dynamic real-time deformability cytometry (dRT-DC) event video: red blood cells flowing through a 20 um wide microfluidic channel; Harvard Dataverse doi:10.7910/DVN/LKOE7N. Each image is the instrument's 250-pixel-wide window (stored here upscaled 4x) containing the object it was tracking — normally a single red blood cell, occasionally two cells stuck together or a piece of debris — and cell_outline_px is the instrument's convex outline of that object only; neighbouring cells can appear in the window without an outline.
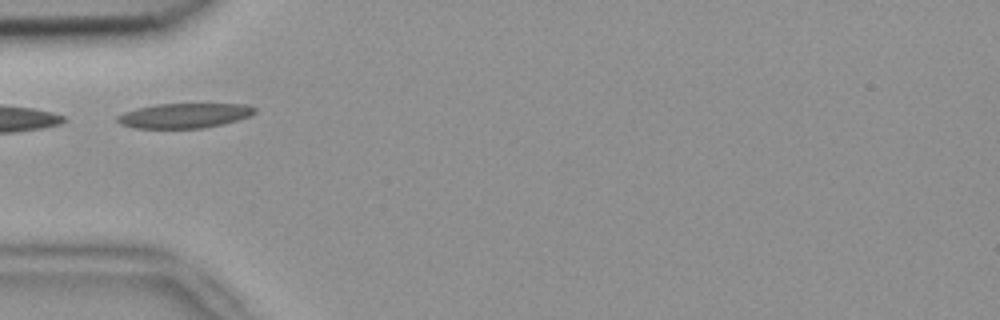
{"species": "common noctule bat (a hibernating species)", "species_latin": "Nyctalus noctula", "temperature_condition": "room temperature", "stored_images_in_passage": 5, "camera_frame_rate_fps": 3000, "um_per_image_px": 0.085, "animal": {"sex": "female", "body_mass_g": 18.4}, "frame": {"image": 1, "passage_image": 2, "time_ms": 0.333, "image_size_px": [1000, 320], "cell_outline_px": [[256, 112], [252, 116], [204, 128], [136, 128], [120, 124], [116, 120], [116, 116], [124, 112], [136, 108], [156, 104], [248, 104], [256, 108]], "centroid_in_image_um": [15.67, 9.82], "position_along_channel_um": 69.3, "area_um2": 19.88}}
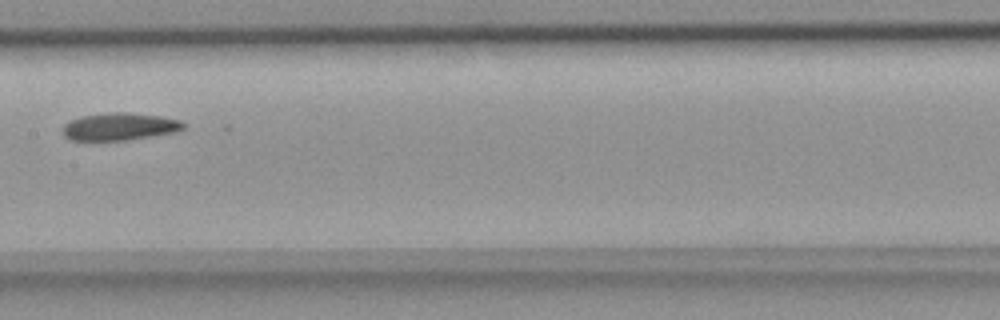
{"frame": {"image": 2, "passage_image": 5, "time_ms": 1.333, "image_size_px": [1000, 320], "cell_outline_px": [[188, 124], [184, 128], [176, 132], [124, 140], [68, 140], [64, 136], [64, 124], [80, 116], [112, 112], [124, 112], [160, 116], [180, 120]], "centroid_in_image_um": [10.19, 10.76], "position_along_channel_um": 197.2, "area_um2": 19.19}}